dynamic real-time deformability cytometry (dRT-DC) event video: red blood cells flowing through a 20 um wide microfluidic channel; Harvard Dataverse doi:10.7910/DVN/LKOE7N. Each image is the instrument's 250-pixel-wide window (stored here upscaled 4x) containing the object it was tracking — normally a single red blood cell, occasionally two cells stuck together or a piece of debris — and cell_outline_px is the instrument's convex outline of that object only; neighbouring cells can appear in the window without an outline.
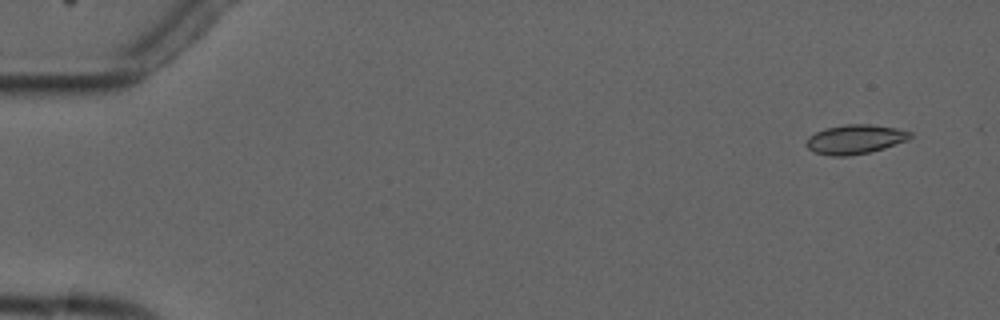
{"species": "common noctule bat (a hibernating species)", "species_latin": "Nyctalus noctula", "temperature_condition": "cold", "stored_images_in_passage": 3, "camera_frame_rate_fps": 3000, "um_per_image_px": 0.085, "animal": {"sex": "male", "forearm_length_mm": 52.5}, "frame": {"image": 1, "passage_image": 1, "time_ms": 0.0, "image_size_px": [1000, 320], "cell_outline_px": [[912, 136], [908, 140], [884, 148], [868, 152], [848, 156], [832, 156], [812, 152], [804, 144], [808, 136], [824, 128], [844, 124], [872, 124], [896, 128], [912, 132]], "centroid_in_image_um": [72.65, 11.83], "position_along_channel_um": 12.4, "area_um2": 17.92}}